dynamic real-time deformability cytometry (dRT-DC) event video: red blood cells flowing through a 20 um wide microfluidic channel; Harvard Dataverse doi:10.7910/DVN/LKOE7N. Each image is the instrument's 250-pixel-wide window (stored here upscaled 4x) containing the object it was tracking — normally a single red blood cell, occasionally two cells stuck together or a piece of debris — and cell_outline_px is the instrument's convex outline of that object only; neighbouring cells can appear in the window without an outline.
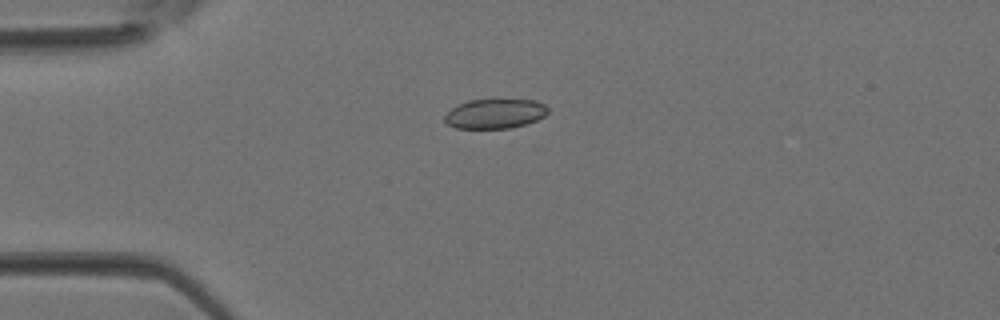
{"species": "Egyptian fruit bat (a non-hibernating species)", "species_latin": "Rousettus aegyptiacus", "temperature_condition": "room temperature", "stored_images_in_passage": 3, "camera_frame_rate_fps": 3000, "um_per_image_px": 0.085, "animal": {"sex": "female"}, "frame": {"image": 1, "passage_image": 3, "time_ms": 0.667, "image_size_px": [1000, 320], "cell_outline_px": [[548, 112], [544, 116], [528, 124], [508, 128], [456, 128], [448, 124], [444, 120], [444, 116], [452, 108], [468, 100], [536, 100], [544, 104], [548, 108]], "centroid_in_image_um": [42.09, 9.67], "position_along_channel_um": 42.9, "area_um2": 17.69}}